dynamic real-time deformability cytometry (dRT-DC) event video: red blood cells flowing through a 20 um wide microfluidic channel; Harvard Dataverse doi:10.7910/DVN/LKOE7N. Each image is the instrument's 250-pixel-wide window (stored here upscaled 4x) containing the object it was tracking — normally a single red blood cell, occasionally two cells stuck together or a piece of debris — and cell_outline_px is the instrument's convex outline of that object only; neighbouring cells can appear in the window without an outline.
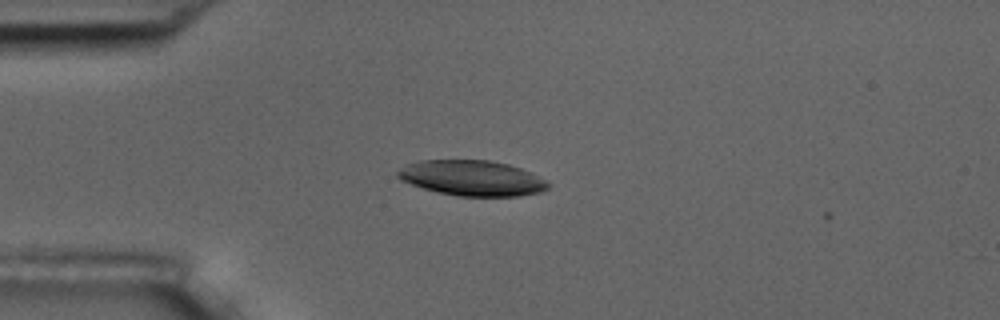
{"species": "common noctule bat (a hibernating species)", "species_latin": "Nyctalus noctula", "temperature_condition": "room temperature", "stored_images_in_passage": 2, "camera_frame_rate_fps": 3000, "um_per_image_px": 0.085, "animal": {"sex": "male", "body_mass_g": 17.5, "forearm_length_mm": 52.3}, "frame": {"image": 1, "passage_image": 1, "time_ms": 0.0, "image_size_px": [1000, 320], "cell_outline_px": [[548, 188], [540, 192], [520, 196], [456, 196], [436, 192], [412, 184], [396, 176], [396, 172], [404, 164], [420, 160], [488, 160], [508, 164], [532, 172], [548, 180]], "centroid_in_image_um": [40.13, 15.13], "position_along_channel_um": 44.9, "area_um2": 31.15}}